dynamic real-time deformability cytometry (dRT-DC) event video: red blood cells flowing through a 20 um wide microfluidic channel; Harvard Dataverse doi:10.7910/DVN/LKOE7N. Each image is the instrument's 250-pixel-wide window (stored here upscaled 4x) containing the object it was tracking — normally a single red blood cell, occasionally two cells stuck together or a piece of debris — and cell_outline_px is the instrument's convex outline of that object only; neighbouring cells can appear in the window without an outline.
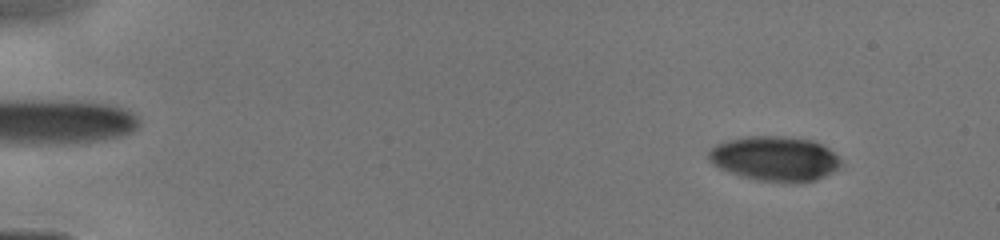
{"species": "human", "species_latin": "Homo sapiens", "temperature_condition": "cold", "stored_images_in_passage": 12, "camera_frame_rate_fps": 3000, "um_per_image_px": 0.085, "donor": {"sex": "male"}, "frame": {"image": 1, "passage_image": 3, "time_ms": 1.0, "image_size_px": [1000, 240], "cell_outline_px": [[844, 164], [832, 172], [816, 180], [800, 184], [784, 184], [760, 180], [740, 176], [720, 168], [712, 164], [708, 156], [708, 148], [724, 140], [748, 136], [776, 136], [812, 140], [828, 148]], "centroid_in_image_um": [65.84, 13.51], "position_along_channel_um": 19.2, "area_um2": 34.91}}
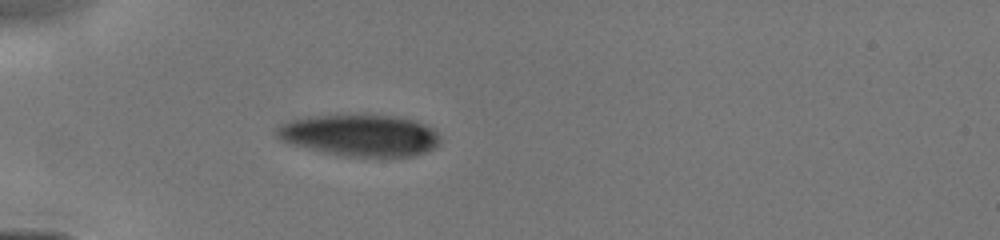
{"frame": {"image": 2, "passage_image": 9, "time_ms": 4.333, "image_size_px": [1000, 240], "cell_outline_px": [[440, 144], [436, 148], [412, 156], [356, 156], [312, 148], [296, 144], [284, 140], [276, 136], [276, 128], [280, 124], [288, 120], [308, 116], [396, 116], [416, 120], [432, 128], [440, 136]], "centroid_in_image_um": [30.68, 11.48], "position_along_channel_um": 54.3, "area_um2": 38.67}}
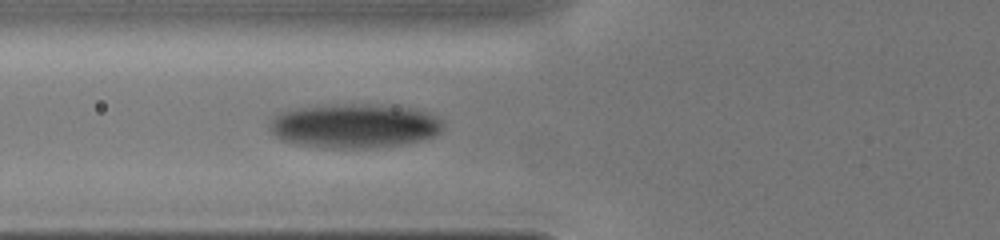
{"frame": {"image": 3, "passage_image": 12, "time_ms": 5.667, "image_size_px": [1000, 240], "cell_outline_px": [[444, 124], [440, 132], [432, 136], [420, 140], [400, 144], [364, 148], [324, 148], [300, 144], [280, 140], [272, 132], [272, 120], [280, 112], [296, 108], [352, 104], [368, 104], [412, 108], [424, 112], [440, 120]], "centroid_in_image_um": [30.12, 10.7], "position_along_channel_um": 95.7, "area_um2": 43.87}}